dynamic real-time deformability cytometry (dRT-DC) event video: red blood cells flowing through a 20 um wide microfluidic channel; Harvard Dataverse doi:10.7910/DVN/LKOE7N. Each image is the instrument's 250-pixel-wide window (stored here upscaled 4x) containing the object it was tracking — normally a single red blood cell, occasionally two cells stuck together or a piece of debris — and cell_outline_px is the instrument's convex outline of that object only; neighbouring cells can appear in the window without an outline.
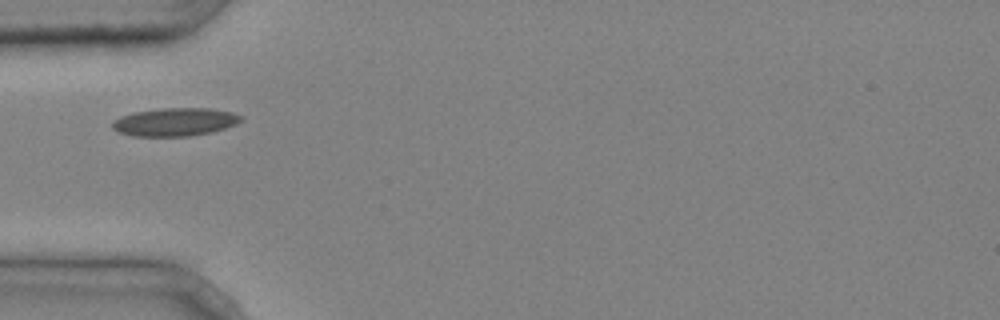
{"species": "common noctule bat (a hibernating species)", "species_latin": "Nyctalus noctula", "temperature_condition": "cold", "stored_images_in_passage": 1, "camera_frame_rate_fps": 3000, "um_per_image_px": 0.085, "animal": {"sex": "male", "body_mass_g": 20.4}, "frame": {"image": 1, "passage_image": 1, "time_ms": 0.0, "image_size_px": [1000, 320], "cell_outline_px": [[244, 120], [236, 124], [212, 132], [188, 136], [132, 136], [120, 132], [112, 128], [112, 124], [120, 116], [132, 112], [160, 108], [208, 108], [232, 112], [244, 116]], "centroid_in_image_um": [14.9, 10.36], "position_along_channel_um": 70.1, "area_um2": 21.15}}